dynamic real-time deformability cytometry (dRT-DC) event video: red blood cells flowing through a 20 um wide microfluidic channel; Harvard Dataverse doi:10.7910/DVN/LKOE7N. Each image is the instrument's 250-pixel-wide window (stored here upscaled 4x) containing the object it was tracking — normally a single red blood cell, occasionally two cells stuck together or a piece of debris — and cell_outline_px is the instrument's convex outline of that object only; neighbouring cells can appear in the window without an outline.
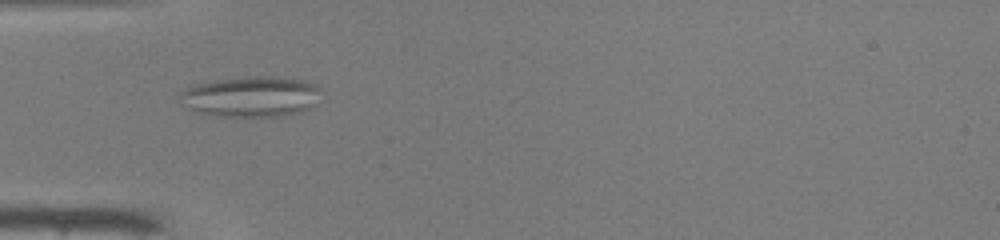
{"species": "common noctule bat (a hibernating species)", "species_latin": "Nyctalus noctula", "temperature_condition": "warm", "stored_images_in_passage": 49, "camera_frame_rate_fps": 3000, "um_per_image_px": 0.085, "animal": {"sex": "male", "body_mass_g": 19.0, "forearm_length_mm": 50.8}, "frame": {"image": 1, "passage_image": 15, "time_ms": 4.667, "image_size_px": [1000, 240], "cell_outline_px": [[320, 88], [308, 108], [300, 112], [276, 116], [212, 116], [192, 112], [180, 92], [188, 88], [200, 84], [216, 80], [248, 76], [272, 76], [304, 80], [316, 84]], "centroid_in_image_um": [21.33, 8.21], "position_along_channel_um": 63.7, "area_um2": 32.6}}
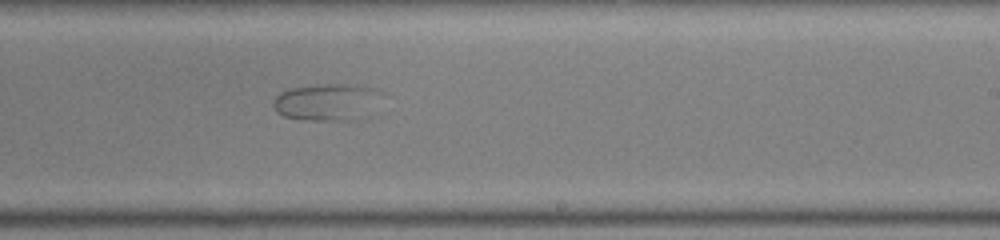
{"frame": {"image": 2, "passage_image": 30, "time_ms": 9.667, "image_size_px": [1000, 240], "cell_outline_px": [[384, 92], [348, 120], [308, 120], [284, 116], [276, 112], [272, 104], [272, 100], [280, 92], [288, 88], [320, 84], [356, 84], [380, 88]], "centroid_in_image_um": [27.61, 8.6], "position_along_channel_um": 261.4, "area_um2": 22.43}}
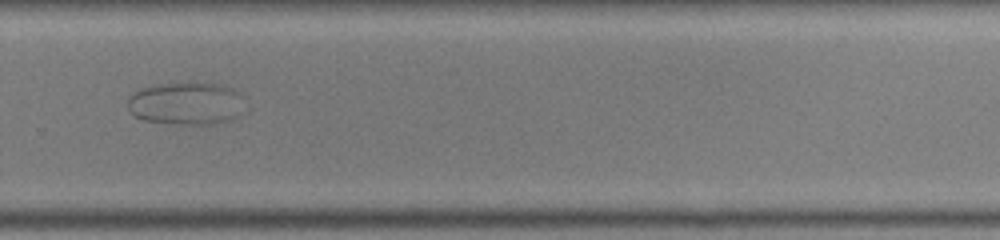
{"frame": {"image": 3, "passage_image": 34, "time_ms": 11.0, "image_size_px": [1000, 240], "cell_outline_px": [[244, 112], [228, 120], [212, 124], [176, 124], [144, 120], [128, 112], [128, 96], [132, 92], [140, 88], [156, 84], [196, 80], [224, 84], [236, 88], [244, 96]], "centroid_in_image_um": [15.87, 8.73], "position_along_channel_um": 313.9, "area_um2": 30.46}}